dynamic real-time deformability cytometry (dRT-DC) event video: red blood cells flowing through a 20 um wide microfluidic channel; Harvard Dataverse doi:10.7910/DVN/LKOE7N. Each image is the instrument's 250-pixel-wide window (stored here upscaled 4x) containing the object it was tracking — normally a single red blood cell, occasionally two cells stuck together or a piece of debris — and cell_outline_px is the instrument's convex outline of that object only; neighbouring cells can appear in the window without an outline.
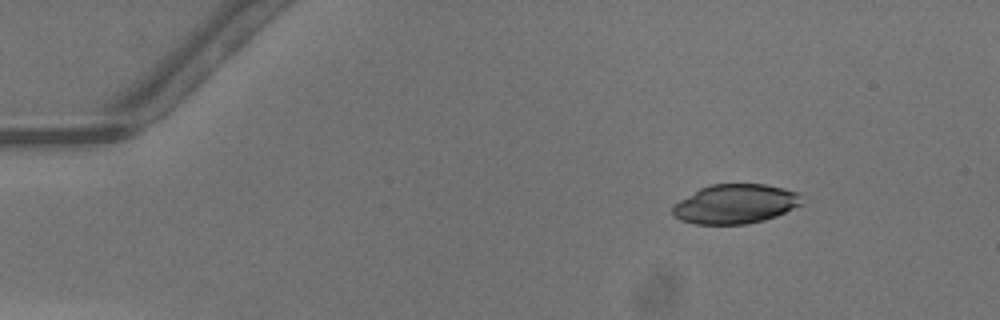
{"species": "common noctule bat (a hibernating species)", "species_latin": "Nyctalus noctula", "temperature_condition": "warm", "stored_images_in_passage": 43, "camera_frame_rate_fps": 3000, "um_per_image_px": 0.085, "animal": {"sex": "male", "body_mass_g": 13.3}, "frame": {"image": 1, "passage_image": 1, "time_ms": 0.0, "image_size_px": [1000, 320], "cell_outline_px": [[804, 204], [776, 216], [764, 220], [744, 224], [696, 224], [680, 220], [672, 216], [672, 204], [700, 188], [712, 184], [764, 184], [784, 188], [800, 192]], "centroid_in_image_um": [62.51, 17.33], "position_along_channel_um": 22.5, "area_um2": 29.94}}
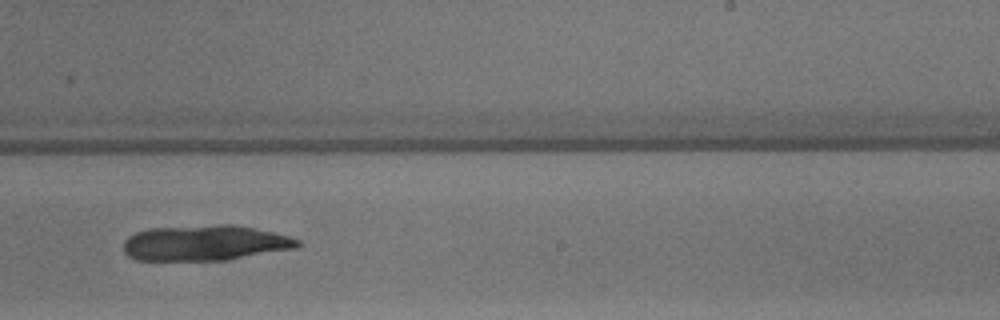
{"frame": {"image": 2, "passage_image": 25, "time_ms": 8.0, "image_size_px": [1000, 320], "cell_outline_px": [[300, 244], [296, 248], [224, 260], [136, 260], [128, 256], [124, 252], [124, 240], [128, 236], [136, 232], [148, 228], [216, 224], [232, 224], [256, 228], [288, 236], [300, 240]], "centroid_in_image_um": [17.39, 20.64], "position_along_channel_um": 271.6, "area_um2": 36.07}}
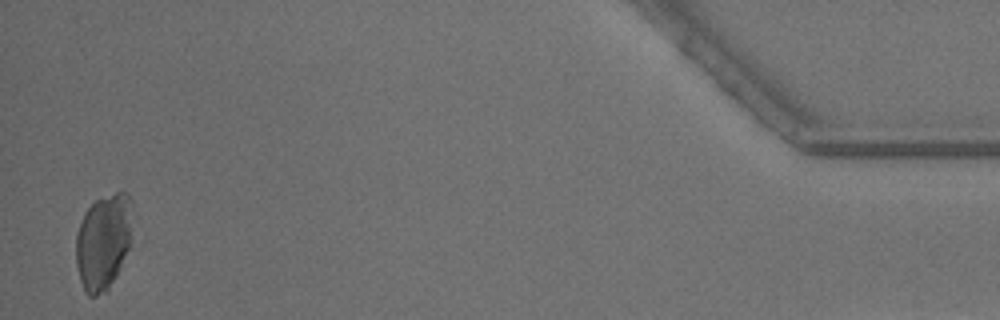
{"frame": {"image": 3, "passage_image": 42, "time_ms": 13.667, "image_size_px": [1000, 320], "cell_outline_px": [[132, 208], [128, 248], [120, 268], [108, 292], [96, 296], [88, 296], [84, 292], [80, 280], [76, 264], [76, 232], [88, 208], [96, 200], [116, 192], [128, 192], [132, 200]], "centroid_in_image_um": [8.77, 20.58], "position_along_channel_um": 426.4, "area_um2": 31.5}}